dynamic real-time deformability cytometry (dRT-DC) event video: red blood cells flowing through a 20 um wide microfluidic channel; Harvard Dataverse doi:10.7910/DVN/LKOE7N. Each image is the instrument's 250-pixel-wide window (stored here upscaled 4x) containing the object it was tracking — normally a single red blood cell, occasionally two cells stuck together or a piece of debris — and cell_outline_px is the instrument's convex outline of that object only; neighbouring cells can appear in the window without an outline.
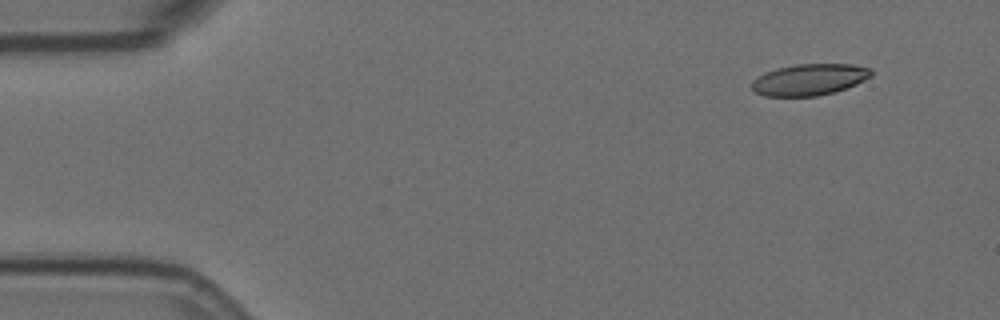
{"species": "Egyptian fruit bat (a non-hibernating species)", "species_latin": "Rousettus aegyptiacus", "temperature_condition": "room temperature", "stored_images_in_passage": 4, "camera_frame_rate_fps": 3000, "um_per_image_px": 0.085, "animal": {"sex": "female"}, "frame": {"image": 1, "passage_image": 1, "time_ms": 0.0, "image_size_px": [1000, 320], "cell_outline_px": [[872, 76], [856, 84], [832, 92], [816, 96], [764, 96], [756, 92], [752, 88], [752, 80], [764, 72], [776, 68], [796, 64], [852, 64], [872, 68]], "centroid_in_image_um": [68.79, 6.75], "position_along_channel_um": 16.2, "area_um2": 21.85}}
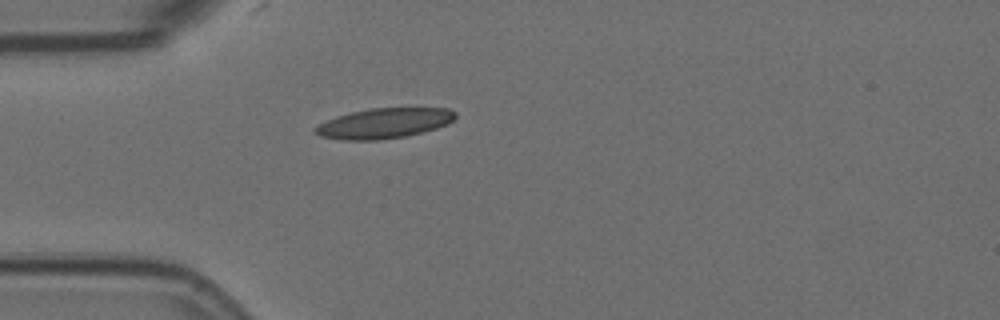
{"frame": {"image": 2, "passage_image": 4, "time_ms": 1.0, "image_size_px": [1000, 320], "cell_outline_px": [[456, 116], [448, 124], [436, 128], [404, 136], [380, 140], [344, 140], [320, 136], [312, 132], [312, 128], [336, 116], [368, 108], [448, 108], [456, 112]], "centroid_in_image_um": [32.62, 10.47], "position_along_channel_um": 52.4, "area_um2": 24.57}}